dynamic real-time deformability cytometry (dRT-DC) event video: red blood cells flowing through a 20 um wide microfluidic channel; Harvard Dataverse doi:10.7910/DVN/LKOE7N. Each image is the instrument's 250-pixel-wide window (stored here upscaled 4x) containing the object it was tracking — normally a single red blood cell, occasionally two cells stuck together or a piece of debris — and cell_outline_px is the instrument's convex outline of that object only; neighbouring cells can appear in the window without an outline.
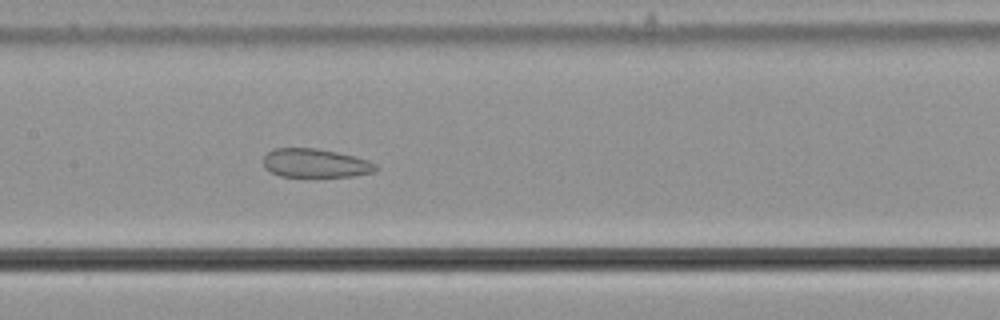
{"species": "common noctule bat (a hibernating species)", "species_latin": "Nyctalus noctula", "temperature_condition": "cold", "stored_images_in_passage": 39, "camera_frame_rate_fps": 3000, "um_per_image_px": 0.085, "animal": {"sex": "male", "body_mass_g": 21.5, "forearm_length_mm": 52.0}, "frame": {"image": 1, "passage_image": 10, "time_ms": 3.0, "image_size_px": [1000, 320], "cell_outline_px": [[380, 168], [372, 172], [352, 176], [280, 176], [264, 168], [264, 156], [272, 148], [316, 148], [356, 156], [368, 160], [376, 164]], "centroid_in_image_um": [26.81, 13.86], "position_along_channel_um": 180.6, "area_um2": 18.79}}
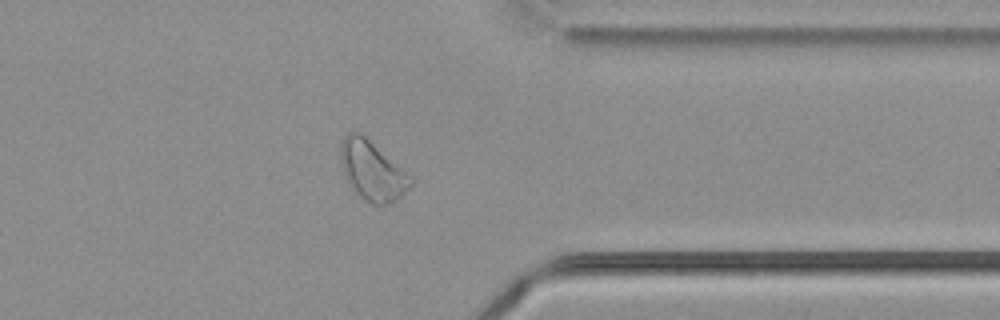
{"frame": {"image": 2, "passage_image": 27, "time_ms": 8.667, "image_size_px": [1000, 320], "cell_outline_px": [[412, 184], [396, 200], [388, 204], [372, 204], [364, 200], [352, 188], [344, 176], [340, 160], [340, 144], [344, 136], [348, 132], [360, 132], [400, 168], [412, 180]], "centroid_in_image_um": [31.56, 14.51], "position_along_channel_um": 379.8, "area_um2": 23.52}}
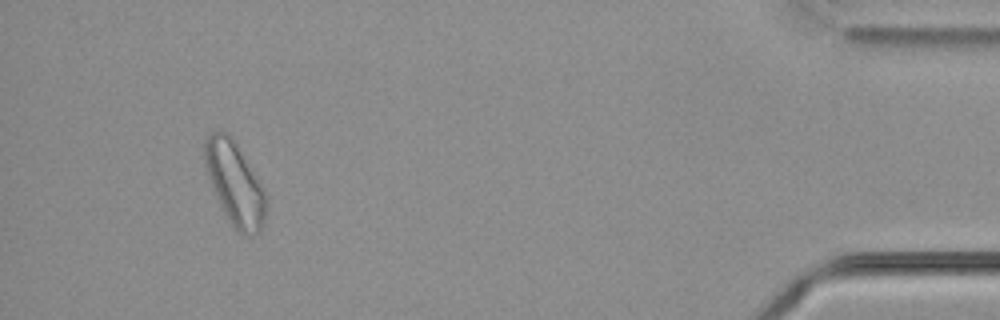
{"frame": {"image": 3, "passage_image": 35, "time_ms": 11.333, "image_size_px": [1000, 320], "cell_outline_px": [[268, 208], [264, 224], [252, 236], [244, 236], [228, 220], [212, 188], [204, 164], [204, 136], [212, 132], [228, 132], [236, 140], [268, 196]], "centroid_in_image_um": [19.98, 15.57], "position_along_channel_um": 415.2, "area_um2": 30.23}}